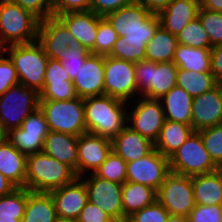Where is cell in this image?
Wrapping results in <instances>:
<instances>
[{"instance_id": "cell-1", "label": "cell", "mask_w": 222, "mask_h": 222, "mask_svg": "<svg viewBox=\"0 0 222 222\" xmlns=\"http://www.w3.org/2000/svg\"><path fill=\"white\" fill-rule=\"evenodd\" d=\"M88 133L113 140L127 126L128 102L109 95L83 99Z\"/></svg>"}, {"instance_id": "cell-2", "label": "cell", "mask_w": 222, "mask_h": 222, "mask_svg": "<svg viewBox=\"0 0 222 222\" xmlns=\"http://www.w3.org/2000/svg\"><path fill=\"white\" fill-rule=\"evenodd\" d=\"M77 178L75 170L68 164L49 157L44 152L26 157L25 188L31 192L50 193Z\"/></svg>"}, {"instance_id": "cell-3", "label": "cell", "mask_w": 222, "mask_h": 222, "mask_svg": "<svg viewBox=\"0 0 222 222\" xmlns=\"http://www.w3.org/2000/svg\"><path fill=\"white\" fill-rule=\"evenodd\" d=\"M6 54L16 69L19 84L40 93L49 57L37 42L6 46Z\"/></svg>"}, {"instance_id": "cell-4", "label": "cell", "mask_w": 222, "mask_h": 222, "mask_svg": "<svg viewBox=\"0 0 222 222\" xmlns=\"http://www.w3.org/2000/svg\"><path fill=\"white\" fill-rule=\"evenodd\" d=\"M40 19L11 0H0V39L6 45L37 41Z\"/></svg>"}, {"instance_id": "cell-5", "label": "cell", "mask_w": 222, "mask_h": 222, "mask_svg": "<svg viewBox=\"0 0 222 222\" xmlns=\"http://www.w3.org/2000/svg\"><path fill=\"white\" fill-rule=\"evenodd\" d=\"M39 107L44 113L50 131L76 137L87 133L82 98L65 101L40 100Z\"/></svg>"}, {"instance_id": "cell-6", "label": "cell", "mask_w": 222, "mask_h": 222, "mask_svg": "<svg viewBox=\"0 0 222 222\" xmlns=\"http://www.w3.org/2000/svg\"><path fill=\"white\" fill-rule=\"evenodd\" d=\"M178 67L173 62L156 63L143 59L135 63L139 96L161 99L176 86Z\"/></svg>"}, {"instance_id": "cell-7", "label": "cell", "mask_w": 222, "mask_h": 222, "mask_svg": "<svg viewBox=\"0 0 222 222\" xmlns=\"http://www.w3.org/2000/svg\"><path fill=\"white\" fill-rule=\"evenodd\" d=\"M40 95L22 84L11 86L0 96V123L8 132L19 128L22 122L39 107Z\"/></svg>"}, {"instance_id": "cell-8", "label": "cell", "mask_w": 222, "mask_h": 222, "mask_svg": "<svg viewBox=\"0 0 222 222\" xmlns=\"http://www.w3.org/2000/svg\"><path fill=\"white\" fill-rule=\"evenodd\" d=\"M169 163L171 172L191 177L218 169L197 131H194L185 143L169 157Z\"/></svg>"}, {"instance_id": "cell-9", "label": "cell", "mask_w": 222, "mask_h": 222, "mask_svg": "<svg viewBox=\"0 0 222 222\" xmlns=\"http://www.w3.org/2000/svg\"><path fill=\"white\" fill-rule=\"evenodd\" d=\"M164 122L165 115L159 99L138 96L128 103L127 126L152 143L155 144L158 139Z\"/></svg>"}, {"instance_id": "cell-10", "label": "cell", "mask_w": 222, "mask_h": 222, "mask_svg": "<svg viewBox=\"0 0 222 222\" xmlns=\"http://www.w3.org/2000/svg\"><path fill=\"white\" fill-rule=\"evenodd\" d=\"M157 201L170 214L188 217L196 205L192 177L170 172L157 191Z\"/></svg>"}, {"instance_id": "cell-11", "label": "cell", "mask_w": 222, "mask_h": 222, "mask_svg": "<svg viewBox=\"0 0 222 222\" xmlns=\"http://www.w3.org/2000/svg\"><path fill=\"white\" fill-rule=\"evenodd\" d=\"M104 95L125 102L138 97L135 63L105 56Z\"/></svg>"}, {"instance_id": "cell-12", "label": "cell", "mask_w": 222, "mask_h": 222, "mask_svg": "<svg viewBox=\"0 0 222 222\" xmlns=\"http://www.w3.org/2000/svg\"><path fill=\"white\" fill-rule=\"evenodd\" d=\"M80 178L84 181L88 201L104 210L115 222H123L122 184L101 179L93 173Z\"/></svg>"}, {"instance_id": "cell-13", "label": "cell", "mask_w": 222, "mask_h": 222, "mask_svg": "<svg viewBox=\"0 0 222 222\" xmlns=\"http://www.w3.org/2000/svg\"><path fill=\"white\" fill-rule=\"evenodd\" d=\"M170 172L169 158L154 149L144 158L127 163L126 181L140 183L158 191Z\"/></svg>"}, {"instance_id": "cell-14", "label": "cell", "mask_w": 222, "mask_h": 222, "mask_svg": "<svg viewBox=\"0 0 222 222\" xmlns=\"http://www.w3.org/2000/svg\"><path fill=\"white\" fill-rule=\"evenodd\" d=\"M104 17L119 37L126 36L128 31L157 29L160 26L157 14H152L139 1L123 6Z\"/></svg>"}, {"instance_id": "cell-15", "label": "cell", "mask_w": 222, "mask_h": 222, "mask_svg": "<svg viewBox=\"0 0 222 222\" xmlns=\"http://www.w3.org/2000/svg\"><path fill=\"white\" fill-rule=\"evenodd\" d=\"M37 42L50 59L62 61V53L76 44L73 35L55 16L40 20Z\"/></svg>"}, {"instance_id": "cell-16", "label": "cell", "mask_w": 222, "mask_h": 222, "mask_svg": "<svg viewBox=\"0 0 222 222\" xmlns=\"http://www.w3.org/2000/svg\"><path fill=\"white\" fill-rule=\"evenodd\" d=\"M112 151V141L99 135L85 133L78 136L77 177L94 171Z\"/></svg>"}, {"instance_id": "cell-17", "label": "cell", "mask_w": 222, "mask_h": 222, "mask_svg": "<svg viewBox=\"0 0 222 222\" xmlns=\"http://www.w3.org/2000/svg\"><path fill=\"white\" fill-rule=\"evenodd\" d=\"M222 124V84L193 98L191 126L194 131Z\"/></svg>"}, {"instance_id": "cell-18", "label": "cell", "mask_w": 222, "mask_h": 222, "mask_svg": "<svg viewBox=\"0 0 222 222\" xmlns=\"http://www.w3.org/2000/svg\"><path fill=\"white\" fill-rule=\"evenodd\" d=\"M104 72L105 56L90 54L73 80L77 96L85 99L104 95Z\"/></svg>"}, {"instance_id": "cell-19", "label": "cell", "mask_w": 222, "mask_h": 222, "mask_svg": "<svg viewBox=\"0 0 222 222\" xmlns=\"http://www.w3.org/2000/svg\"><path fill=\"white\" fill-rule=\"evenodd\" d=\"M57 217L76 220L88 202L84 181L77 177L73 182L50 192Z\"/></svg>"}, {"instance_id": "cell-20", "label": "cell", "mask_w": 222, "mask_h": 222, "mask_svg": "<svg viewBox=\"0 0 222 222\" xmlns=\"http://www.w3.org/2000/svg\"><path fill=\"white\" fill-rule=\"evenodd\" d=\"M73 35L77 45L89 51L94 47L99 24V15L91 10L67 12L56 16Z\"/></svg>"}, {"instance_id": "cell-21", "label": "cell", "mask_w": 222, "mask_h": 222, "mask_svg": "<svg viewBox=\"0 0 222 222\" xmlns=\"http://www.w3.org/2000/svg\"><path fill=\"white\" fill-rule=\"evenodd\" d=\"M200 6L199 0H173L157 14L160 26L177 36L185 26L198 17Z\"/></svg>"}, {"instance_id": "cell-22", "label": "cell", "mask_w": 222, "mask_h": 222, "mask_svg": "<svg viewBox=\"0 0 222 222\" xmlns=\"http://www.w3.org/2000/svg\"><path fill=\"white\" fill-rule=\"evenodd\" d=\"M154 149V143L128 126L112 140V151L122 157L126 163L144 158Z\"/></svg>"}, {"instance_id": "cell-23", "label": "cell", "mask_w": 222, "mask_h": 222, "mask_svg": "<svg viewBox=\"0 0 222 222\" xmlns=\"http://www.w3.org/2000/svg\"><path fill=\"white\" fill-rule=\"evenodd\" d=\"M42 152L62 163L68 164L77 175L78 137L50 131L43 143Z\"/></svg>"}, {"instance_id": "cell-24", "label": "cell", "mask_w": 222, "mask_h": 222, "mask_svg": "<svg viewBox=\"0 0 222 222\" xmlns=\"http://www.w3.org/2000/svg\"><path fill=\"white\" fill-rule=\"evenodd\" d=\"M195 204L222 205V168L192 176Z\"/></svg>"}, {"instance_id": "cell-25", "label": "cell", "mask_w": 222, "mask_h": 222, "mask_svg": "<svg viewBox=\"0 0 222 222\" xmlns=\"http://www.w3.org/2000/svg\"><path fill=\"white\" fill-rule=\"evenodd\" d=\"M159 100L165 120L191 125L193 97L183 88L176 85Z\"/></svg>"}, {"instance_id": "cell-26", "label": "cell", "mask_w": 222, "mask_h": 222, "mask_svg": "<svg viewBox=\"0 0 222 222\" xmlns=\"http://www.w3.org/2000/svg\"><path fill=\"white\" fill-rule=\"evenodd\" d=\"M26 157L9 141L0 144V172L17 188H25Z\"/></svg>"}, {"instance_id": "cell-27", "label": "cell", "mask_w": 222, "mask_h": 222, "mask_svg": "<svg viewBox=\"0 0 222 222\" xmlns=\"http://www.w3.org/2000/svg\"><path fill=\"white\" fill-rule=\"evenodd\" d=\"M191 125L165 120L154 148L163 156L171 157L193 134Z\"/></svg>"}, {"instance_id": "cell-28", "label": "cell", "mask_w": 222, "mask_h": 222, "mask_svg": "<svg viewBox=\"0 0 222 222\" xmlns=\"http://www.w3.org/2000/svg\"><path fill=\"white\" fill-rule=\"evenodd\" d=\"M157 200V191L149 186L128 182L122 184L123 222L132 214Z\"/></svg>"}, {"instance_id": "cell-29", "label": "cell", "mask_w": 222, "mask_h": 222, "mask_svg": "<svg viewBox=\"0 0 222 222\" xmlns=\"http://www.w3.org/2000/svg\"><path fill=\"white\" fill-rule=\"evenodd\" d=\"M56 218V207L51 194L27 189L26 208L21 222H54Z\"/></svg>"}, {"instance_id": "cell-30", "label": "cell", "mask_w": 222, "mask_h": 222, "mask_svg": "<svg viewBox=\"0 0 222 222\" xmlns=\"http://www.w3.org/2000/svg\"><path fill=\"white\" fill-rule=\"evenodd\" d=\"M172 62L180 69L211 72V48H193L177 44Z\"/></svg>"}, {"instance_id": "cell-31", "label": "cell", "mask_w": 222, "mask_h": 222, "mask_svg": "<svg viewBox=\"0 0 222 222\" xmlns=\"http://www.w3.org/2000/svg\"><path fill=\"white\" fill-rule=\"evenodd\" d=\"M177 44V37L159 26L146 45L145 59L156 63L172 62Z\"/></svg>"}, {"instance_id": "cell-32", "label": "cell", "mask_w": 222, "mask_h": 222, "mask_svg": "<svg viewBox=\"0 0 222 222\" xmlns=\"http://www.w3.org/2000/svg\"><path fill=\"white\" fill-rule=\"evenodd\" d=\"M218 84L211 72H193L178 68L176 85L193 98L212 90Z\"/></svg>"}, {"instance_id": "cell-33", "label": "cell", "mask_w": 222, "mask_h": 222, "mask_svg": "<svg viewBox=\"0 0 222 222\" xmlns=\"http://www.w3.org/2000/svg\"><path fill=\"white\" fill-rule=\"evenodd\" d=\"M26 202V188H15L11 193L0 197V222H21Z\"/></svg>"}, {"instance_id": "cell-34", "label": "cell", "mask_w": 222, "mask_h": 222, "mask_svg": "<svg viewBox=\"0 0 222 222\" xmlns=\"http://www.w3.org/2000/svg\"><path fill=\"white\" fill-rule=\"evenodd\" d=\"M48 133L24 131L21 127L7 132L9 141L18 151L26 156L42 152L43 143Z\"/></svg>"}, {"instance_id": "cell-35", "label": "cell", "mask_w": 222, "mask_h": 222, "mask_svg": "<svg viewBox=\"0 0 222 222\" xmlns=\"http://www.w3.org/2000/svg\"><path fill=\"white\" fill-rule=\"evenodd\" d=\"M126 168V161L111 151L93 174L101 179L123 184L126 182Z\"/></svg>"}, {"instance_id": "cell-36", "label": "cell", "mask_w": 222, "mask_h": 222, "mask_svg": "<svg viewBox=\"0 0 222 222\" xmlns=\"http://www.w3.org/2000/svg\"><path fill=\"white\" fill-rule=\"evenodd\" d=\"M176 37L178 44L193 48H212L209 36L203 28L199 17L185 26Z\"/></svg>"}, {"instance_id": "cell-37", "label": "cell", "mask_w": 222, "mask_h": 222, "mask_svg": "<svg viewBox=\"0 0 222 222\" xmlns=\"http://www.w3.org/2000/svg\"><path fill=\"white\" fill-rule=\"evenodd\" d=\"M118 37L117 32L113 29L109 21L99 15L97 35L94 47L90 50L91 54L109 55Z\"/></svg>"}, {"instance_id": "cell-38", "label": "cell", "mask_w": 222, "mask_h": 222, "mask_svg": "<svg viewBox=\"0 0 222 222\" xmlns=\"http://www.w3.org/2000/svg\"><path fill=\"white\" fill-rule=\"evenodd\" d=\"M211 160L222 168V124L197 131Z\"/></svg>"}, {"instance_id": "cell-39", "label": "cell", "mask_w": 222, "mask_h": 222, "mask_svg": "<svg viewBox=\"0 0 222 222\" xmlns=\"http://www.w3.org/2000/svg\"><path fill=\"white\" fill-rule=\"evenodd\" d=\"M199 20L207 32L211 46L222 44V13L210 11L200 6Z\"/></svg>"}, {"instance_id": "cell-40", "label": "cell", "mask_w": 222, "mask_h": 222, "mask_svg": "<svg viewBox=\"0 0 222 222\" xmlns=\"http://www.w3.org/2000/svg\"><path fill=\"white\" fill-rule=\"evenodd\" d=\"M90 54L91 52L86 47L77 44L69 46L62 53V67L67 71L72 81L76 78L80 67L83 66Z\"/></svg>"}, {"instance_id": "cell-41", "label": "cell", "mask_w": 222, "mask_h": 222, "mask_svg": "<svg viewBox=\"0 0 222 222\" xmlns=\"http://www.w3.org/2000/svg\"><path fill=\"white\" fill-rule=\"evenodd\" d=\"M145 52L146 44L120 42V37H118L114 44L113 50L108 56L136 63L145 59Z\"/></svg>"}, {"instance_id": "cell-42", "label": "cell", "mask_w": 222, "mask_h": 222, "mask_svg": "<svg viewBox=\"0 0 222 222\" xmlns=\"http://www.w3.org/2000/svg\"><path fill=\"white\" fill-rule=\"evenodd\" d=\"M169 216L170 213L156 200L153 204L132 214L126 222H167Z\"/></svg>"}, {"instance_id": "cell-43", "label": "cell", "mask_w": 222, "mask_h": 222, "mask_svg": "<svg viewBox=\"0 0 222 222\" xmlns=\"http://www.w3.org/2000/svg\"><path fill=\"white\" fill-rule=\"evenodd\" d=\"M40 100L65 101L77 98L74 83H53L52 85H43L39 93Z\"/></svg>"}, {"instance_id": "cell-44", "label": "cell", "mask_w": 222, "mask_h": 222, "mask_svg": "<svg viewBox=\"0 0 222 222\" xmlns=\"http://www.w3.org/2000/svg\"><path fill=\"white\" fill-rule=\"evenodd\" d=\"M189 222H222V205H198L190 211Z\"/></svg>"}, {"instance_id": "cell-45", "label": "cell", "mask_w": 222, "mask_h": 222, "mask_svg": "<svg viewBox=\"0 0 222 222\" xmlns=\"http://www.w3.org/2000/svg\"><path fill=\"white\" fill-rule=\"evenodd\" d=\"M19 84L16 69L13 62L4 54L0 58V96L3 95L11 86Z\"/></svg>"}, {"instance_id": "cell-46", "label": "cell", "mask_w": 222, "mask_h": 222, "mask_svg": "<svg viewBox=\"0 0 222 222\" xmlns=\"http://www.w3.org/2000/svg\"><path fill=\"white\" fill-rule=\"evenodd\" d=\"M40 20L53 16V0H11Z\"/></svg>"}, {"instance_id": "cell-47", "label": "cell", "mask_w": 222, "mask_h": 222, "mask_svg": "<svg viewBox=\"0 0 222 222\" xmlns=\"http://www.w3.org/2000/svg\"><path fill=\"white\" fill-rule=\"evenodd\" d=\"M53 83H73V81L62 67L61 61L49 58L43 85H52Z\"/></svg>"}, {"instance_id": "cell-48", "label": "cell", "mask_w": 222, "mask_h": 222, "mask_svg": "<svg viewBox=\"0 0 222 222\" xmlns=\"http://www.w3.org/2000/svg\"><path fill=\"white\" fill-rule=\"evenodd\" d=\"M91 0H53V16L67 12L89 11Z\"/></svg>"}, {"instance_id": "cell-49", "label": "cell", "mask_w": 222, "mask_h": 222, "mask_svg": "<svg viewBox=\"0 0 222 222\" xmlns=\"http://www.w3.org/2000/svg\"><path fill=\"white\" fill-rule=\"evenodd\" d=\"M76 222H115L104 210L92 202H87Z\"/></svg>"}, {"instance_id": "cell-50", "label": "cell", "mask_w": 222, "mask_h": 222, "mask_svg": "<svg viewBox=\"0 0 222 222\" xmlns=\"http://www.w3.org/2000/svg\"><path fill=\"white\" fill-rule=\"evenodd\" d=\"M21 128L24 131H33L40 133H49V126L46 122L44 113L38 107L23 122Z\"/></svg>"}, {"instance_id": "cell-51", "label": "cell", "mask_w": 222, "mask_h": 222, "mask_svg": "<svg viewBox=\"0 0 222 222\" xmlns=\"http://www.w3.org/2000/svg\"><path fill=\"white\" fill-rule=\"evenodd\" d=\"M134 1L135 0H91V11L104 17L106 14L129 5Z\"/></svg>"}, {"instance_id": "cell-52", "label": "cell", "mask_w": 222, "mask_h": 222, "mask_svg": "<svg viewBox=\"0 0 222 222\" xmlns=\"http://www.w3.org/2000/svg\"><path fill=\"white\" fill-rule=\"evenodd\" d=\"M211 73L222 84V44L211 48Z\"/></svg>"}, {"instance_id": "cell-53", "label": "cell", "mask_w": 222, "mask_h": 222, "mask_svg": "<svg viewBox=\"0 0 222 222\" xmlns=\"http://www.w3.org/2000/svg\"><path fill=\"white\" fill-rule=\"evenodd\" d=\"M157 29L134 30L126 32V36L120 37V42H133L148 44Z\"/></svg>"}, {"instance_id": "cell-54", "label": "cell", "mask_w": 222, "mask_h": 222, "mask_svg": "<svg viewBox=\"0 0 222 222\" xmlns=\"http://www.w3.org/2000/svg\"><path fill=\"white\" fill-rule=\"evenodd\" d=\"M173 0H139V2L152 14L164 10Z\"/></svg>"}, {"instance_id": "cell-55", "label": "cell", "mask_w": 222, "mask_h": 222, "mask_svg": "<svg viewBox=\"0 0 222 222\" xmlns=\"http://www.w3.org/2000/svg\"><path fill=\"white\" fill-rule=\"evenodd\" d=\"M15 188L17 187L0 172V197L11 193Z\"/></svg>"}, {"instance_id": "cell-56", "label": "cell", "mask_w": 222, "mask_h": 222, "mask_svg": "<svg viewBox=\"0 0 222 222\" xmlns=\"http://www.w3.org/2000/svg\"><path fill=\"white\" fill-rule=\"evenodd\" d=\"M201 6L207 10L222 13V0H203Z\"/></svg>"}, {"instance_id": "cell-57", "label": "cell", "mask_w": 222, "mask_h": 222, "mask_svg": "<svg viewBox=\"0 0 222 222\" xmlns=\"http://www.w3.org/2000/svg\"><path fill=\"white\" fill-rule=\"evenodd\" d=\"M167 222H189V221H188V217L186 216L170 214Z\"/></svg>"}, {"instance_id": "cell-58", "label": "cell", "mask_w": 222, "mask_h": 222, "mask_svg": "<svg viewBox=\"0 0 222 222\" xmlns=\"http://www.w3.org/2000/svg\"><path fill=\"white\" fill-rule=\"evenodd\" d=\"M7 140V131L4 129L3 125L0 123V144Z\"/></svg>"}, {"instance_id": "cell-59", "label": "cell", "mask_w": 222, "mask_h": 222, "mask_svg": "<svg viewBox=\"0 0 222 222\" xmlns=\"http://www.w3.org/2000/svg\"><path fill=\"white\" fill-rule=\"evenodd\" d=\"M6 54V45L0 39V58Z\"/></svg>"}, {"instance_id": "cell-60", "label": "cell", "mask_w": 222, "mask_h": 222, "mask_svg": "<svg viewBox=\"0 0 222 222\" xmlns=\"http://www.w3.org/2000/svg\"><path fill=\"white\" fill-rule=\"evenodd\" d=\"M54 222H76V220L57 217Z\"/></svg>"}]
</instances>
